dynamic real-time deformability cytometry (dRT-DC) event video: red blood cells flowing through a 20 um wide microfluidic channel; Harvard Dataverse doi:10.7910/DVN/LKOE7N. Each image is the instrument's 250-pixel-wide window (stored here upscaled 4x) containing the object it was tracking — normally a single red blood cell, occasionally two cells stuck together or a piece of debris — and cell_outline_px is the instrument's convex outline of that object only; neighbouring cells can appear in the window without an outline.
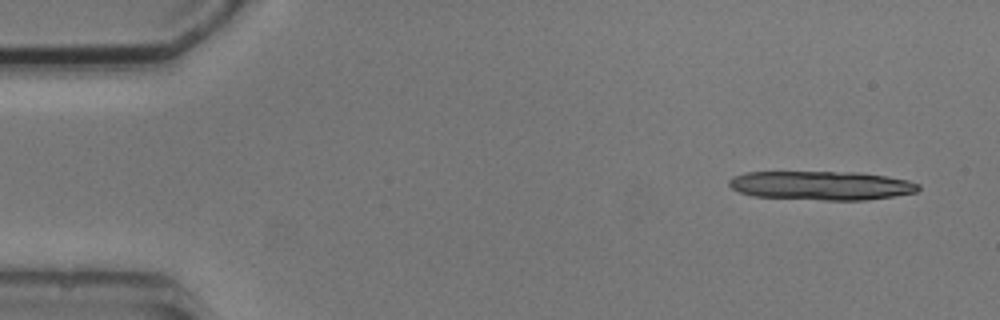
{"species": "common noctule bat (a hibernating species)", "species_latin": "Nyctalus noctula", "temperature_condition": "cold", "stored_images_in_passage": 4, "camera_frame_rate_fps": 3000, "um_per_image_px": 0.085, "animal": {"sex": "male", "body_mass_g": 20.5, "forearm_length_mm": 52.5}, "frame": {"image": 1, "passage_image": 1, "time_ms": 0.0, "image_size_px": [1000, 320], "cell_outline_px": [[920, 188], [916, 192], [892, 196], [864, 200], [824, 200], [752, 196], [740, 192], [732, 188], [728, 184], [728, 180], [732, 176], [744, 172], [856, 172], [884, 176], [908, 180], [920, 184]], "centroid_in_image_um": [69.78, 15.76], "position_along_channel_um": 15.2, "area_um2": 31.91}}